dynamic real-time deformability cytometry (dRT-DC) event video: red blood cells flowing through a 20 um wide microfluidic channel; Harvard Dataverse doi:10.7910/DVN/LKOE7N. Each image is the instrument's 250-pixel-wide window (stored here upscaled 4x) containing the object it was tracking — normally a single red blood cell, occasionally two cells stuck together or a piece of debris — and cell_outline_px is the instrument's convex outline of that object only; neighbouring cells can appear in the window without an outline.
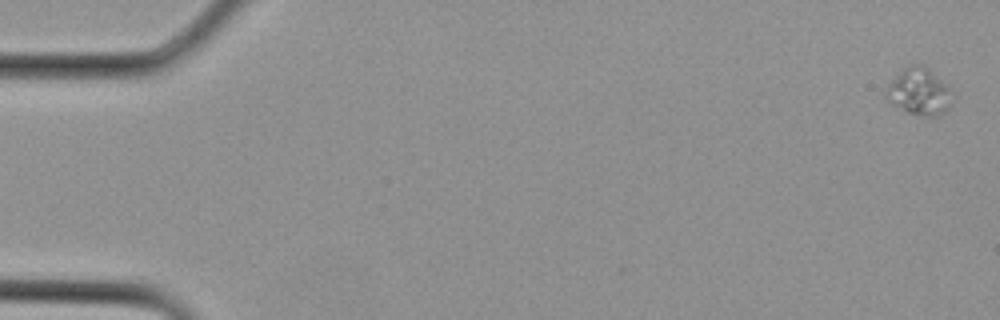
{"species": "Egyptian fruit bat (a non-hibernating species)", "species_latin": "Rousettus aegyptiacus", "temperature_condition": "cold", "stored_images_in_passage": 3, "camera_frame_rate_fps": 3000, "um_per_image_px": 0.085, "animal": {"sex": "female"}, "frame": {"image": 1, "passage_image": 1, "time_ms": 0.0, "image_size_px": [1000, 320], "cell_outline_px": [[948, 104], [944, 112], [940, 116], [924, 116], [908, 112], [892, 104], [888, 100], [884, 92], [888, 84], [908, 64], [924, 64], [948, 84]], "centroid_in_image_um": [78.08, 7.76], "position_along_channel_um": 6.9, "area_um2": 17.74}}
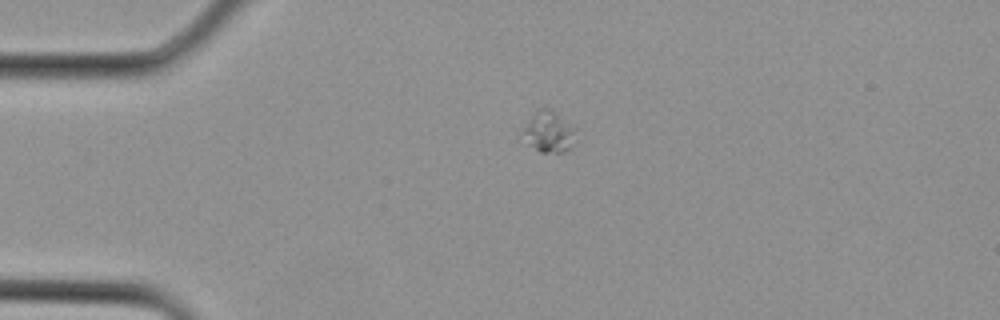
{"frame": {"image": 2, "passage_image": 3, "time_ms": 0.667, "image_size_px": [1000, 320], "cell_outline_px": [[580, 140], [572, 148], [564, 152], [540, 152], [528, 144], [524, 132], [524, 128], [536, 108], [544, 104], [552, 108], [572, 128]], "centroid_in_image_um": [46.7, 11.18], "position_along_channel_um": 38.3, "area_um2": 12.89}}